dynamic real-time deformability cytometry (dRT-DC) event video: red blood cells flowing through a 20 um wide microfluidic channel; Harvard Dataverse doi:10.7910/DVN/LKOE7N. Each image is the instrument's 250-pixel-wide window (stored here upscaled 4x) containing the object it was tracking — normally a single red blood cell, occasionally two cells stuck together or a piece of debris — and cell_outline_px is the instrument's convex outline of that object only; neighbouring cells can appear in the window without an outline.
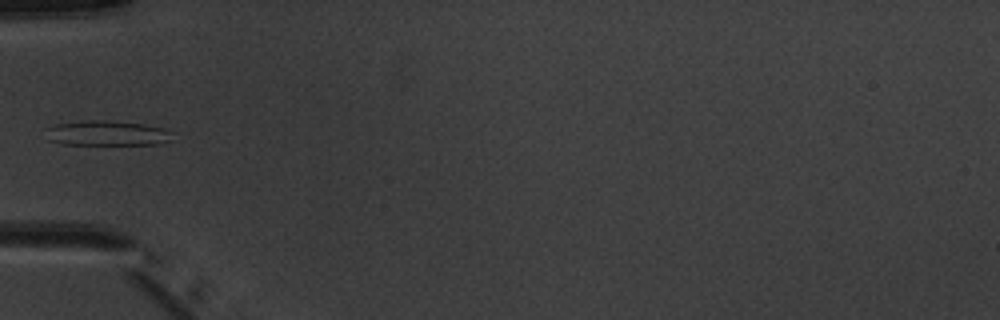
{"species": "common noctule bat (a hibernating species)", "species_latin": "Nyctalus noctula", "temperature_condition": "warm", "stored_images_in_passage": 4, "camera_frame_rate_fps": 3000, "um_per_image_px": 0.085, "animal": {"sex": "male", "body_mass_g": 20.1, "forearm_length_mm": 53.5}, "frame": {"image": 1, "passage_image": 4, "time_ms": 3.667, "image_size_px": [1000, 320], "cell_outline_px": [[172, 140], [160, 144], [64, 144], [48, 140], [44, 128], [56, 124], [92, 120], [104, 120], [144, 124], [164, 128], [172, 132]], "centroid_in_image_um": [9.1, 11.32], "position_along_channel_um": 75.9, "area_um2": 18.44}}